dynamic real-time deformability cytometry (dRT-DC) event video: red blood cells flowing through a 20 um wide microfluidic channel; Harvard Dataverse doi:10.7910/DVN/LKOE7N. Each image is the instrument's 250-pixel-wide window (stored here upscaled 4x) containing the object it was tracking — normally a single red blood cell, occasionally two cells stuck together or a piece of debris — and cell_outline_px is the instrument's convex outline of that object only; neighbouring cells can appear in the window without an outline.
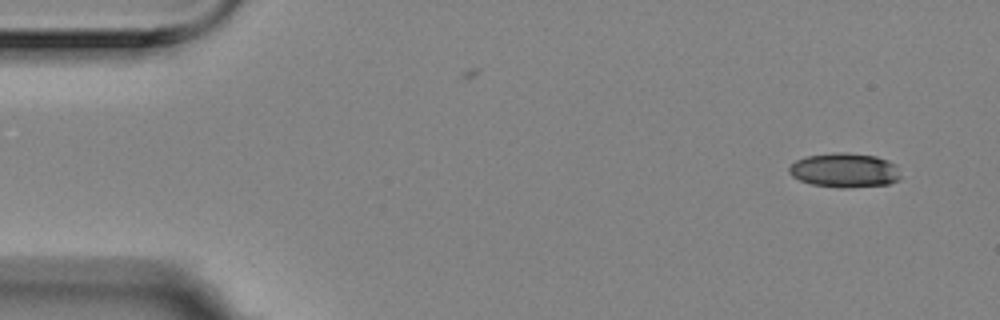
{"species": "Egyptian fruit bat (a non-hibernating species)", "species_latin": "Rousettus aegyptiacus", "temperature_condition": "room temperature", "stored_images_in_passage": 5, "camera_frame_rate_fps": 3000, "um_per_image_px": 0.085, "animal": {"sex": "female"}, "frame": {"image": 1, "passage_image": 1, "time_ms": 0.0, "image_size_px": [1000, 320], "cell_outline_px": [[900, 180], [888, 184], [848, 188], [840, 188], [812, 184], [800, 180], [792, 176], [788, 172], [788, 168], [796, 160], [808, 156], [836, 152], [848, 152], [876, 156], [888, 160], [896, 164], [900, 176]], "centroid_in_image_um": [71.81, 14.47], "position_along_channel_um": 13.2, "area_um2": 22.48}}